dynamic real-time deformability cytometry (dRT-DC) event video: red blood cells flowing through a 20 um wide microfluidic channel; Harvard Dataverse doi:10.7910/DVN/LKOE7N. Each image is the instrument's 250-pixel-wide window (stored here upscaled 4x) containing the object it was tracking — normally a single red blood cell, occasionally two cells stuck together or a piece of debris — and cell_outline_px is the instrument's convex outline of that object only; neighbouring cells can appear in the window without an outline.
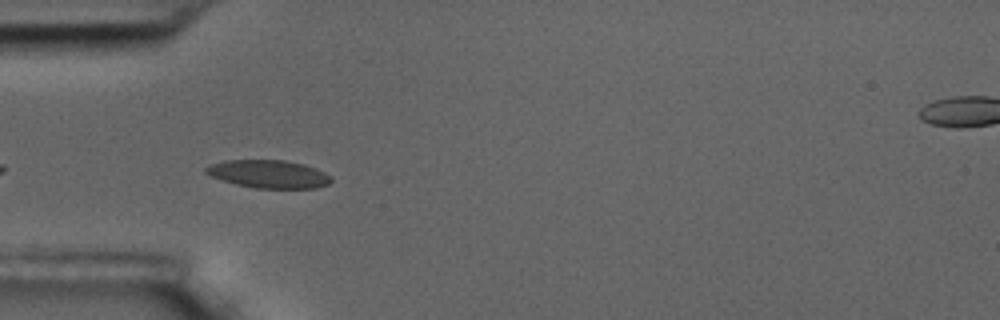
{"species": "common noctule bat (a hibernating species)", "species_latin": "Nyctalus noctula", "temperature_condition": "room temperature", "stored_images_in_passage": 8, "camera_frame_rate_fps": 3000, "um_per_image_px": 0.085, "animal": {"sex": "male", "body_mass_g": 17.5, "forearm_length_mm": 52.3}, "frame": {"image": 1, "passage_image": 5, "time_ms": 1.333, "image_size_px": [1000, 320], "cell_outline_px": [[332, 180], [328, 184], [316, 188], [256, 188], [236, 184], [220, 180], [204, 172], [204, 168], [212, 164], [228, 160], [284, 160], [304, 164], [316, 168], [332, 176]], "centroid_in_image_um": [22.85, 14.79], "position_along_channel_um": 62.1, "area_um2": 20.4}}
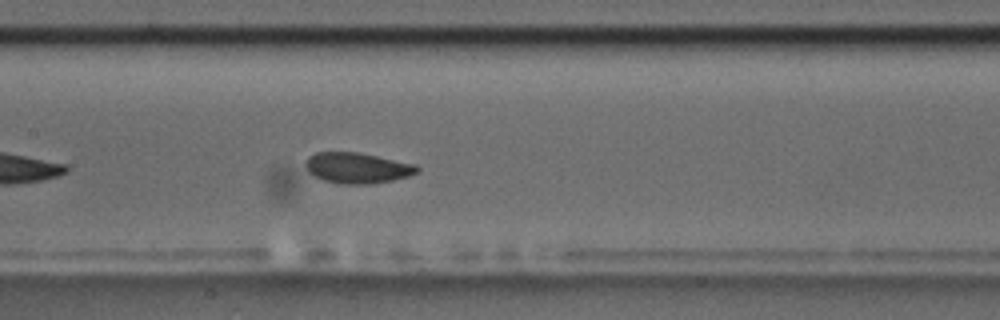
{"frame": {"image": 2, "passage_image": 8, "time_ms": 2.333, "image_size_px": [1000, 320], "cell_outline_px": [[420, 172], [408, 176], [392, 180], [372, 184], [340, 184], [324, 180], [308, 172], [304, 164], [308, 156], [316, 152], [356, 152], [416, 164], [420, 168]], "centroid_in_image_um": [30.37, 14.27], "position_along_channel_um": 177.0, "area_um2": 20.0}}